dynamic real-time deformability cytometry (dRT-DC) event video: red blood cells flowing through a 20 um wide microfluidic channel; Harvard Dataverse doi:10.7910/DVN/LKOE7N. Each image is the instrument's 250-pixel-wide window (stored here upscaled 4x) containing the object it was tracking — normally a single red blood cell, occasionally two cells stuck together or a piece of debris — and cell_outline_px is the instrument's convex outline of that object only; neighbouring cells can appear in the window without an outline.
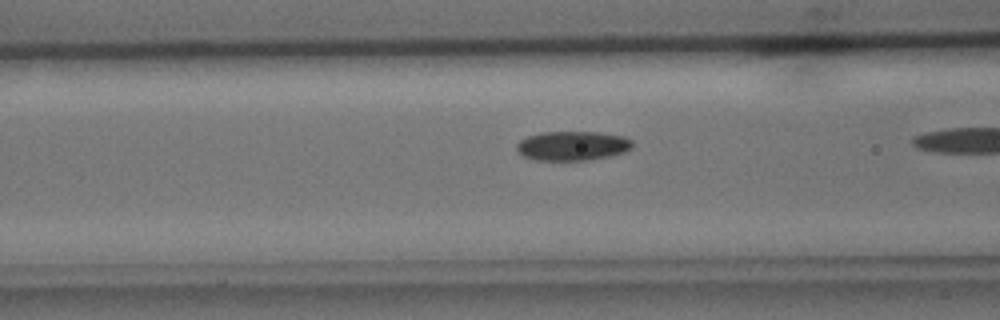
{"species": "common noctule bat (a hibernating species)", "species_latin": "Nyctalus noctula", "temperature_condition": "cold", "stored_images_in_passage": 16, "camera_frame_rate_fps": 3000, "um_per_image_px": 0.085, "animal": {"sex": "male", "body_mass_g": 15.6}, "frame": {"image": 1, "passage_image": 15, "time_ms": 4.667, "image_size_px": [1000, 320], "cell_outline_px": [[632, 148], [624, 152], [612, 156], [588, 160], [536, 160], [524, 156], [516, 152], [516, 144], [520, 140], [528, 136], [540, 132], [600, 132], [624, 136], [632, 140]], "centroid_in_image_um": [48.66, 12.39], "position_along_channel_um": 117.9, "area_um2": 20.0}}